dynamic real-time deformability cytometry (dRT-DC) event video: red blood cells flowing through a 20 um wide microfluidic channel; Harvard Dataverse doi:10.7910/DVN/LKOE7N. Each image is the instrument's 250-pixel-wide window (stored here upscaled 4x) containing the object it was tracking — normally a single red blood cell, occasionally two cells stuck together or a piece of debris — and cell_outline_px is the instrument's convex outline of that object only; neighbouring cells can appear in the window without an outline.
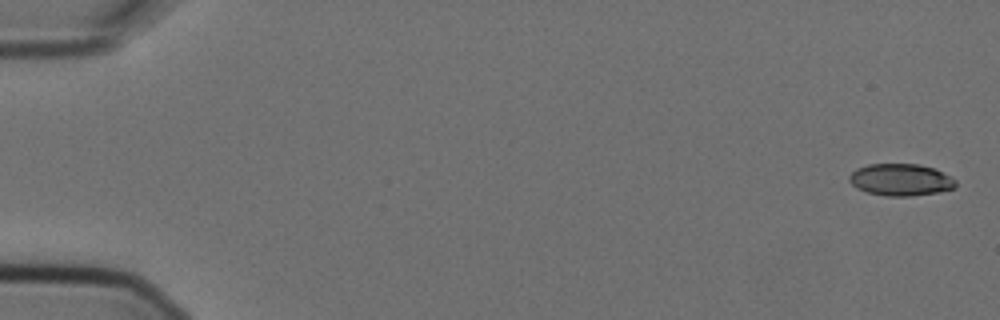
{"species": "Egyptian fruit bat (a non-hibernating species)", "species_latin": "Rousettus aegyptiacus", "temperature_condition": "cold", "stored_images_in_passage": 4, "camera_frame_rate_fps": 3000, "um_per_image_px": 0.085, "animal": {"sex": "female"}, "frame": {"image": 1, "passage_image": 1, "time_ms": 0.0, "image_size_px": [1000, 320], "cell_outline_px": [[956, 188], [936, 192], [912, 196], [884, 196], [868, 192], [856, 188], [848, 180], [848, 176], [856, 168], [868, 164], [920, 164], [932, 168], [952, 176], [956, 180]], "centroid_in_image_um": [76.55, 15.28], "position_along_channel_um": 8.5, "area_um2": 19.94}}